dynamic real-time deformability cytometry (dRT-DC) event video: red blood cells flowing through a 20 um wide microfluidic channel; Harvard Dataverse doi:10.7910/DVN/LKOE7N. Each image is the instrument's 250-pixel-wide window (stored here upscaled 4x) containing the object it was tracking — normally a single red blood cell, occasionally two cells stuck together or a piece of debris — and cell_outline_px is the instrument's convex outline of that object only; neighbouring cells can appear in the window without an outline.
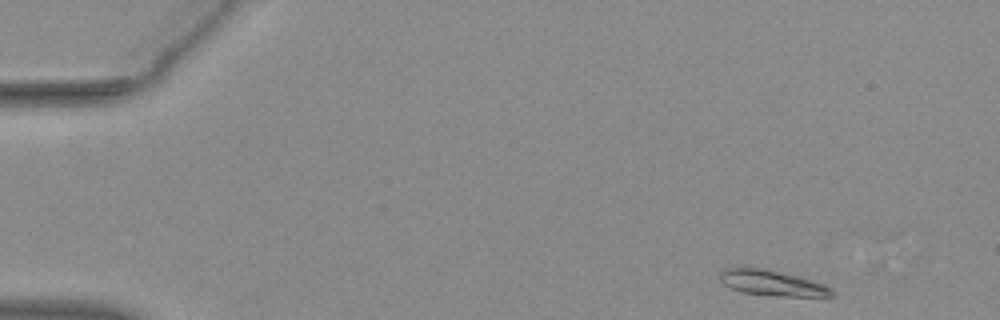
{"species": "common noctule bat (a hibernating species)", "species_latin": "Nyctalus noctula", "temperature_condition": "warm", "stored_images_in_passage": 19, "camera_frame_rate_fps": 3000, "um_per_image_px": 0.085, "animal": {"sex": "female", "body_mass_g": 29.2, "forearm_length_mm": 56.3}, "frame": {"image": 1, "passage_image": 1, "time_ms": 0.0, "image_size_px": [1000, 320], "cell_outline_px": [[836, 296], [776, 296], [744, 292], [732, 288], [724, 284], [720, 280], [720, 272], [724, 268], [764, 268], [796, 276], [824, 284], [836, 292]], "centroid_in_image_um": [65.65, 24.06], "position_along_channel_um": 19.3, "area_um2": 16.36}}
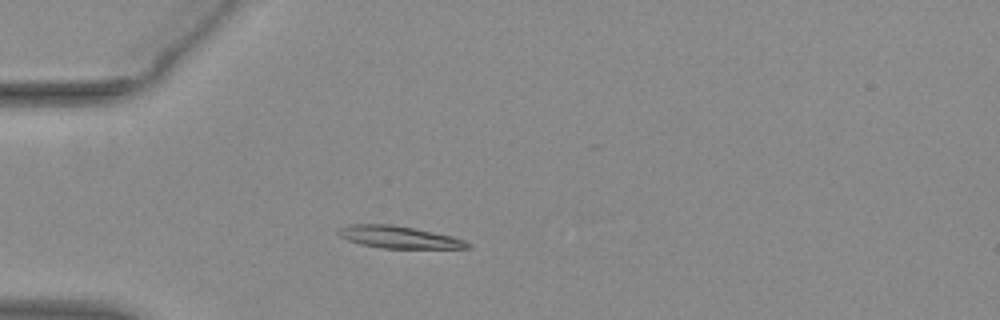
{"frame": {"image": 2, "passage_image": 11, "time_ms": 3.333, "image_size_px": [1000, 320], "cell_outline_px": [[472, 248], [380, 248], [360, 244], [348, 240], [340, 236], [336, 232], [340, 228], [348, 224], [392, 224], [452, 236], [464, 240], [472, 244]], "centroid_in_image_um": [33.89, 20.16], "position_along_channel_um": 51.1, "area_um2": 16.65}}
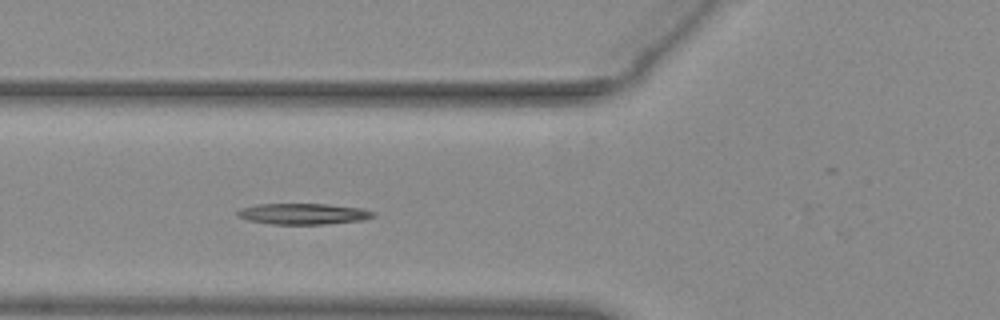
{"frame": {"image": 3, "passage_image": 16, "time_ms": 5.0, "image_size_px": [1000, 320], "cell_outline_px": [[376, 216], [364, 220], [324, 224], [272, 224], [248, 220], [236, 216], [236, 212], [240, 208], [256, 204], [328, 204], [360, 208], [376, 212]], "centroid_in_image_um": [25.77, 18.17], "position_along_channel_um": 100.0, "area_um2": 16.7}}